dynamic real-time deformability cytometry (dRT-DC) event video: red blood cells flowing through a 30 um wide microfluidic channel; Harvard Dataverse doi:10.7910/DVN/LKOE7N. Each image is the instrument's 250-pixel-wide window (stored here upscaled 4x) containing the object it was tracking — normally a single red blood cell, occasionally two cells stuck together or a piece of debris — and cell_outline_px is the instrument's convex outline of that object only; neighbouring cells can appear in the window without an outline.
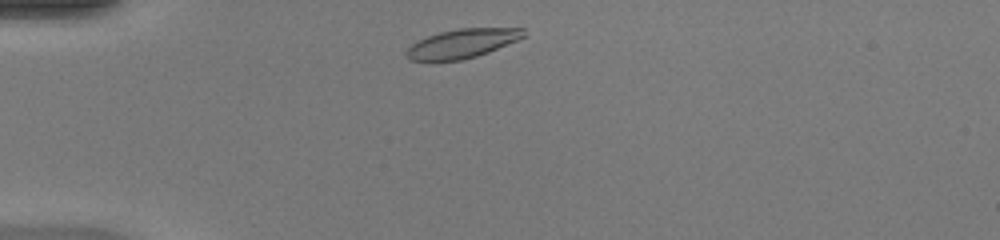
{"species": "common noctule bat (a hibernating species)", "species_latin": "Nyctalus noctula", "temperature_condition": "warm", "stored_images_in_passage": 38, "camera_frame_rate_fps": 3000, "um_per_image_px": 0.085, "animal": {"sex": "female", "body_mass_g": 20.0, "forearm_length_mm": 54.0}, "frame": {"image": 1, "passage_image": 2, "time_ms": 0.333, "image_size_px": [1000, 240], "cell_outline_px": [[524, 36], [516, 40], [488, 52], [476, 56], [460, 60], [432, 64], [408, 60], [404, 52], [412, 44], [428, 36], [440, 32], [460, 28], [524, 28]], "centroid_in_image_um": [39.17, 3.75], "position_along_channel_um": 45.8, "area_um2": 20.17}}
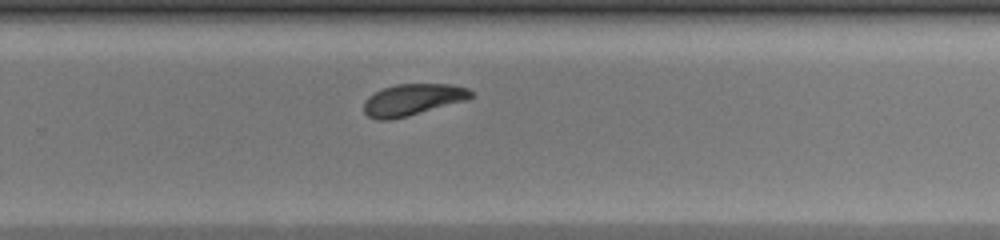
{"frame": {"image": 2, "passage_image": 22, "time_ms": 7.0, "image_size_px": [1000, 240], "cell_outline_px": [[472, 96], [468, 100], [408, 116], [388, 120], [376, 120], [368, 116], [364, 112], [364, 100], [368, 96], [384, 88], [396, 84], [452, 84], [468, 88], [472, 92]], "centroid_in_image_um": [35.08, 8.48], "position_along_channel_um": 294.7, "area_um2": 19.77}}
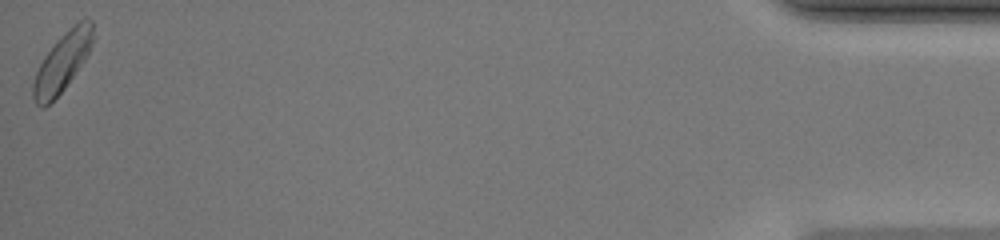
{"frame": {"image": 3, "passage_image": 38, "time_ms": 12.333, "image_size_px": [1000, 240], "cell_outline_px": [[92, 40], [88, 52], [84, 60], [64, 88], [44, 108], [36, 104], [32, 96], [32, 84], [36, 72], [44, 56], [56, 40], [80, 20], [92, 20]], "centroid_in_image_um": [5.25, 5.31], "position_along_channel_um": 430.0, "area_um2": 19.77}, "authors_computed_cell_mechanics": {"area_um2": 19.8254, "velocity_mm_per_s": 4.1891, "shape_relaxation_time_tau1_ms": 3.654, "shape_relaxation_time_tau2_ms": 1.5443, "deformation_change_tau1": 0.1452, "deformation_change_tau2": 0.0702}}